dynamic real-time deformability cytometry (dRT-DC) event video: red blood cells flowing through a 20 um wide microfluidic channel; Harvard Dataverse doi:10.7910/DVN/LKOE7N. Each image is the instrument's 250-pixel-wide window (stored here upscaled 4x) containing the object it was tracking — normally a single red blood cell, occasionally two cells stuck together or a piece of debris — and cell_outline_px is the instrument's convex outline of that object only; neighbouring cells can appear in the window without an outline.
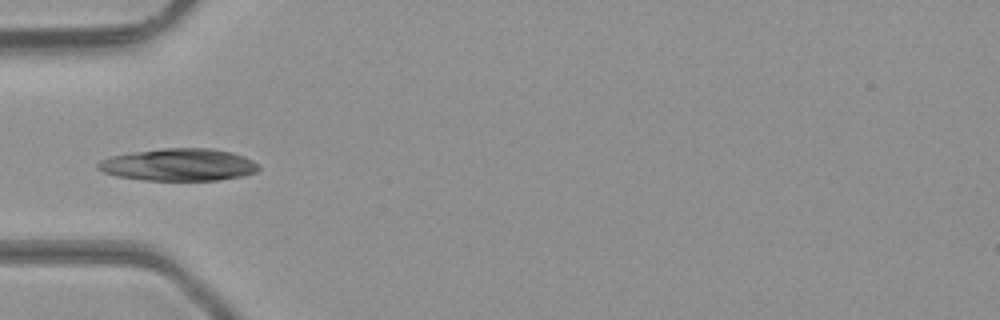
{"species": "common noctule bat (a hibernating species)", "species_latin": "Nyctalus noctula", "temperature_condition": "room temperature", "stored_images_in_passage": 1, "camera_frame_rate_fps": 3000, "um_per_image_px": 0.085, "animal": {"sex": "male", "body_mass_g": 23.1, "forearm_length_mm": 52.7}, "frame": {"image": 1, "passage_image": 1, "time_ms": 0.0, "image_size_px": [1000, 320], "cell_outline_px": [[260, 168], [256, 172], [244, 176], [216, 180], [144, 180], [116, 176], [104, 172], [96, 168], [96, 164], [100, 160], [108, 156], [132, 152], [160, 148], [212, 148], [232, 152], [244, 156], [252, 160]], "centroid_in_image_um": [15.16, 13.99], "position_along_channel_um": 69.8, "area_um2": 30.46}}